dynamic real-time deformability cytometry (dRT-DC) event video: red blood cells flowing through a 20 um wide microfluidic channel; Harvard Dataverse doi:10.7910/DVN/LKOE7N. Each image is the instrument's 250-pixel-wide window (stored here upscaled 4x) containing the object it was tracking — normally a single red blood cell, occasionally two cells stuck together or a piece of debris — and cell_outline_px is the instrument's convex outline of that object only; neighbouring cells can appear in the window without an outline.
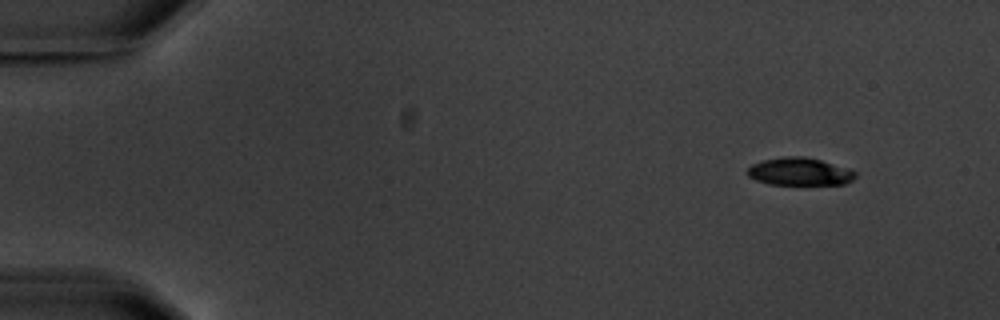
{"species": "common noctule bat (a hibernating species)", "species_latin": "Nyctalus noctula", "temperature_condition": "warm", "stored_images_in_passage": 7, "camera_frame_rate_fps": 3000, "um_per_image_px": 0.085, "animal": {"sex": "male", "body_mass_g": 20.1, "forearm_length_mm": 53.5}, "frame": {"image": 1, "passage_image": 1, "time_ms": 0.0, "image_size_px": [1000, 320], "cell_outline_px": [[856, 176], [852, 180], [844, 184], [768, 184], [756, 180], [748, 176], [748, 168], [752, 164], [764, 160], [784, 156], [804, 156], [820, 160], [848, 168], [856, 172]], "centroid_in_image_um": [67.97, 14.58], "position_along_channel_um": 17.0, "area_um2": 17.28}}
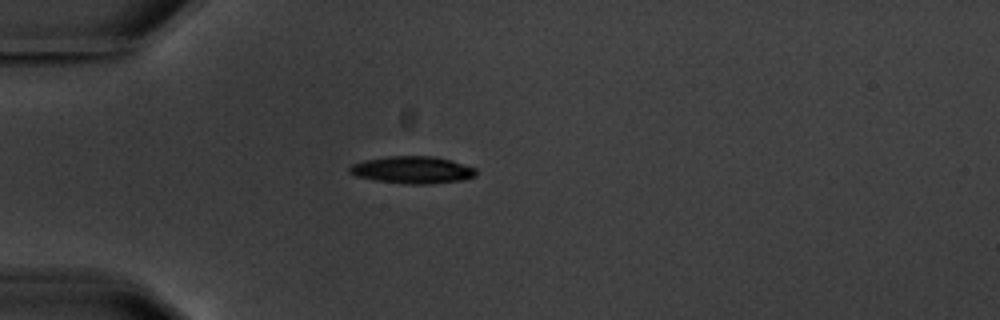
{"frame": {"image": 2, "passage_image": 4, "time_ms": 3.667, "image_size_px": [1000, 320], "cell_outline_px": [[476, 176], [460, 180], [428, 184], [408, 184], [376, 180], [356, 176], [348, 172], [348, 168], [352, 164], [364, 160], [388, 156], [432, 156], [452, 160], [476, 168]], "centroid_in_image_um": [35.05, 14.43], "position_along_channel_um": 50.0, "area_um2": 20.0}}
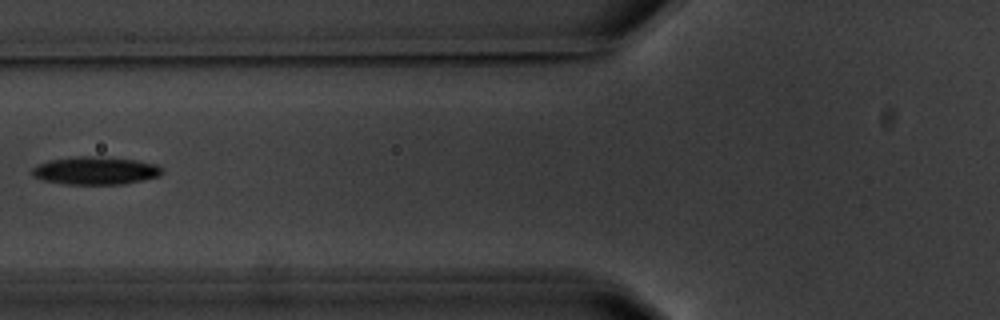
{"frame": {"image": 3, "passage_image": 6, "time_ms": 6.0, "image_size_px": [1000, 320], "cell_outline_px": [[160, 176], [124, 184], [64, 184], [44, 180], [32, 176], [32, 168], [36, 164], [48, 160], [72, 156], [100, 156], [136, 160], [156, 164], [160, 168]], "centroid_in_image_um": [8.05, 14.49], "position_along_channel_um": 117.7, "area_um2": 21.21}}